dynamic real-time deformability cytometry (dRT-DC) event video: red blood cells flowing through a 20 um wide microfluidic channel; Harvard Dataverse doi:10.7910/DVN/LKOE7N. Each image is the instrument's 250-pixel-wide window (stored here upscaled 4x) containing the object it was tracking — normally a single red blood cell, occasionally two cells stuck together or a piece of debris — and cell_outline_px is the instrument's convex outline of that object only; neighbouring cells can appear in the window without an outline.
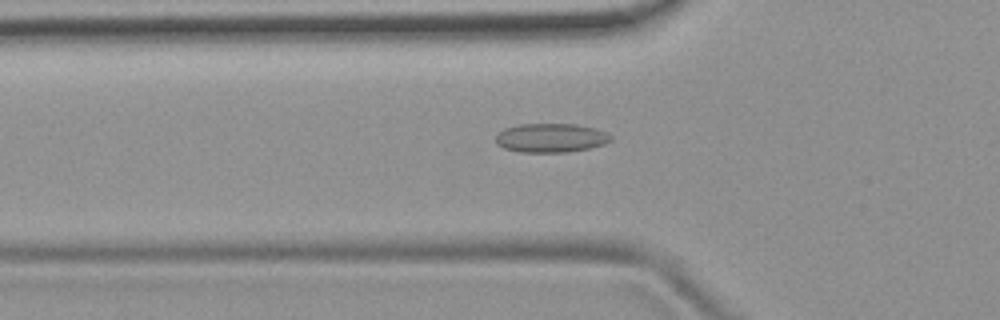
{"species": "common noctule bat (a hibernating species)", "species_latin": "Nyctalus noctula", "temperature_condition": "room temperature", "stored_images_in_passage": 53, "camera_frame_rate_fps": 3000, "um_per_image_px": 0.085, "animal": {"sex": "female", "body_mass_g": 19.9}, "frame": {"image": 1, "passage_image": 18, "time_ms": 5.667, "image_size_px": [1000, 320], "cell_outline_px": [[612, 140], [604, 144], [588, 148], [568, 152], [520, 152], [504, 148], [496, 144], [496, 136], [504, 128], [520, 124], [576, 124], [596, 128], [612, 136]], "centroid_in_image_um": [46.82, 11.72], "position_along_channel_um": 79.0, "area_um2": 19.42}}
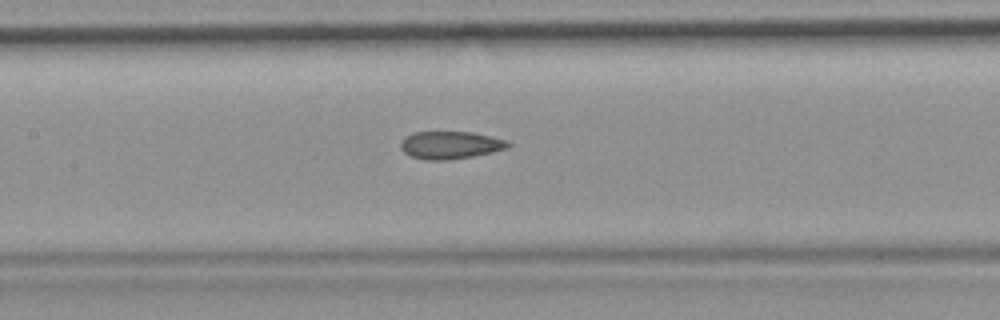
{"frame": {"image": 2, "passage_image": 25, "time_ms": 8.0, "image_size_px": [1000, 320], "cell_outline_px": [[512, 144], [508, 148], [492, 152], [472, 156], [448, 160], [424, 160], [412, 156], [404, 152], [400, 148], [400, 144], [404, 136], [412, 132], [472, 132], [508, 140]], "centroid_in_image_um": [38.28, 12.32], "position_along_channel_um": 169.1, "area_um2": 17.4}}
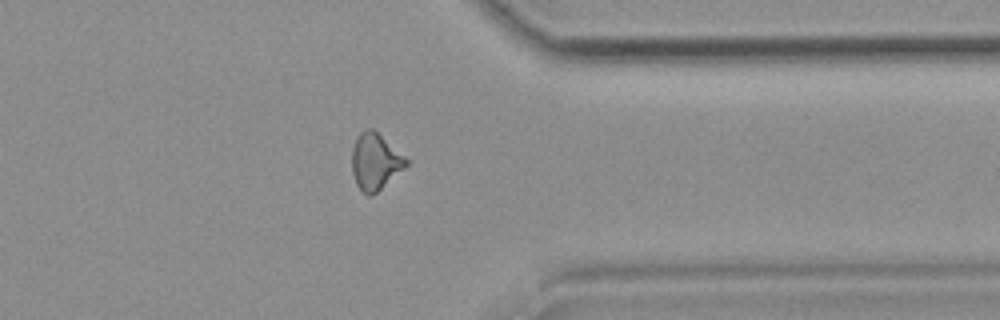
{"frame": {"image": 3, "passage_image": 42, "time_ms": 13.667, "image_size_px": [1000, 320], "cell_outline_px": [[408, 164], [404, 168], [376, 192], [368, 196], [356, 184], [352, 172], [352, 148], [356, 136], [364, 128], [372, 128], [408, 160]], "centroid_in_image_um": [31.85, 13.71], "position_along_channel_um": 379.6, "area_um2": 17.46}, "authors_computed_cell_mechanics": {"area_um2": 17.8024, "velocity_mm_per_s": 3.8352, "shape_relaxation_time_tau1_ms": null, "shape_relaxation_time_tau2_ms": 1.8991, "deformation_change_tau1": null, "deformation_change_tau2": 0.0921}}